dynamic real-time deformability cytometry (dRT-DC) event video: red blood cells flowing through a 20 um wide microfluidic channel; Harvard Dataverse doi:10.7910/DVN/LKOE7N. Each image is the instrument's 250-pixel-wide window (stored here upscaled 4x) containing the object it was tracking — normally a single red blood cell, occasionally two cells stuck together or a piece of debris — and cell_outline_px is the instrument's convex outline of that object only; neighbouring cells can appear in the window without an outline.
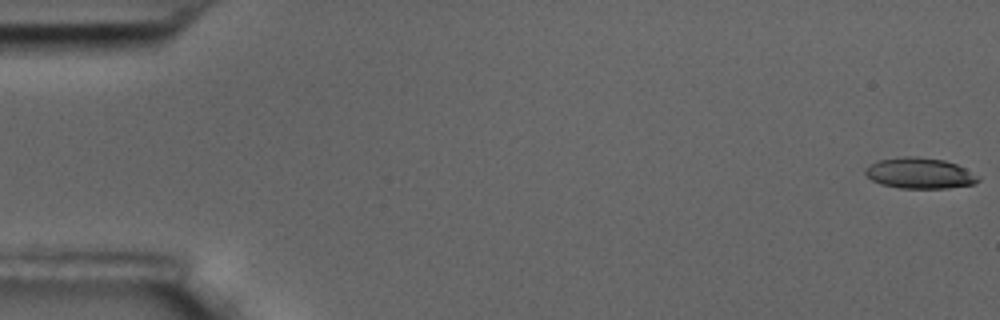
{"species": "common noctule bat (a hibernating species)", "species_latin": "Nyctalus noctula", "temperature_condition": "room temperature", "stored_images_in_passage": 58, "camera_frame_rate_fps": 3000, "um_per_image_px": 0.085, "animal": {"sex": "male", "body_mass_g": 17.5, "forearm_length_mm": 52.3}, "frame": {"image": 1, "passage_image": 1, "time_ms": 0.0, "image_size_px": [1000, 320], "cell_outline_px": [[980, 180], [976, 184], [948, 188], [900, 188], [880, 184], [872, 180], [864, 172], [864, 168], [880, 160], [904, 156], [916, 156], [944, 160], [956, 164], [980, 176]], "centroid_in_image_um": [78.2, 14.73], "position_along_channel_um": 6.8, "area_um2": 20.29}}
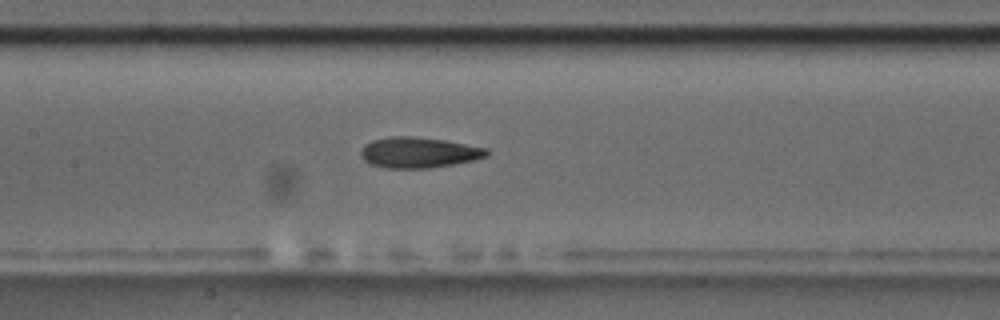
{"frame": {"image": 2, "passage_image": 28, "time_ms": 9.0, "image_size_px": [1000, 320], "cell_outline_px": [[488, 156], [472, 160], [452, 164], [428, 168], [384, 168], [368, 164], [360, 156], [360, 152], [364, 144], [372, 140], [392, 136], [412, 136], [444, 140], [488, 148]], "centroid_in_image_um": [35.54, 12.96], "position_along_channel_um": 171.9, "area_um2": 22.54}}
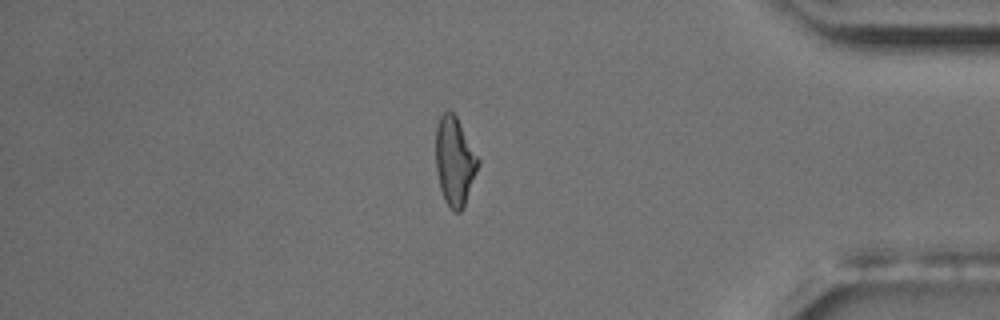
{"frame": {"image": 3, "passage_image": 50, "time_ms": 16.333, "image_size_px": [1000, 320], "cell_outline_px": [[480, 164], [464, 208], [460, 212], [452, 212], [444, 200], [440, 188], [436, 168], [436, 128], [440, 116], [444, 112], [452, 112], [456, 116], [480, 160]], "centroid_in_image_um": [38.66, 13.76], "position_along_channel_um": 396.5, "area_um2": 21.96}, "authors_computed_cell_mechanics": {"area_um2": 21.6461, "velocity_mm_per_s": 3.4876, "shape_relaxation_time_tau1_ms": 3.6378, "shape_relaxation_time_tau2_ms": 2.6387, "deformation_change_tau1": 0.1558, "deformation_change_tau2": 0.1233}}